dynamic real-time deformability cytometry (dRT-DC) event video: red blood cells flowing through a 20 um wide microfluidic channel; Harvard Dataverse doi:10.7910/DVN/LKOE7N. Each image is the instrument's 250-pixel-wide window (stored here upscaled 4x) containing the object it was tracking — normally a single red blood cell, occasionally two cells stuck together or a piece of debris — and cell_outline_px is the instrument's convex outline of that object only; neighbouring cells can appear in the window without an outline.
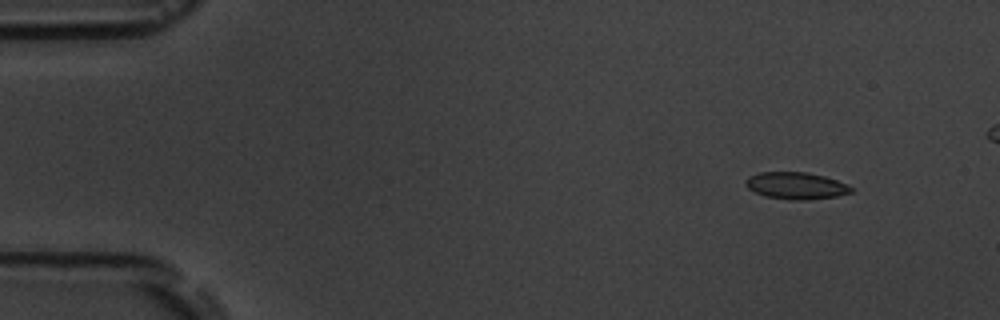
{"species": "common noctule bat (a hibernating species)", "species_latin": "Nyctalus noctula", "temperature_condition": "room temperature", "stored_images_in_passage": 5, "camera_frame_rate_fps": 3000, "um_per_image_px": 0.085, "animal": {"sex": "male", "body_mass_g": 19.5, "forearm_length_mm": 54.6}, "frame": {"image": 1, "passage_image": 1, "time_ms": 0.0, "image_size_px": [1000, 320], "cell_outline_px": [[852, 192], [836, 196], [804, 200], [792, 200], [764, 196], [748, 188], [744, 184], [744, 180], [748, 176], [760, 172], [808, 172], [824, 176], [848, 184], [852, 188]], "centroid_in_image_um": [67.63, 15.77], "position_along_channel_um": 17.4, "area_um2": 16.59}}